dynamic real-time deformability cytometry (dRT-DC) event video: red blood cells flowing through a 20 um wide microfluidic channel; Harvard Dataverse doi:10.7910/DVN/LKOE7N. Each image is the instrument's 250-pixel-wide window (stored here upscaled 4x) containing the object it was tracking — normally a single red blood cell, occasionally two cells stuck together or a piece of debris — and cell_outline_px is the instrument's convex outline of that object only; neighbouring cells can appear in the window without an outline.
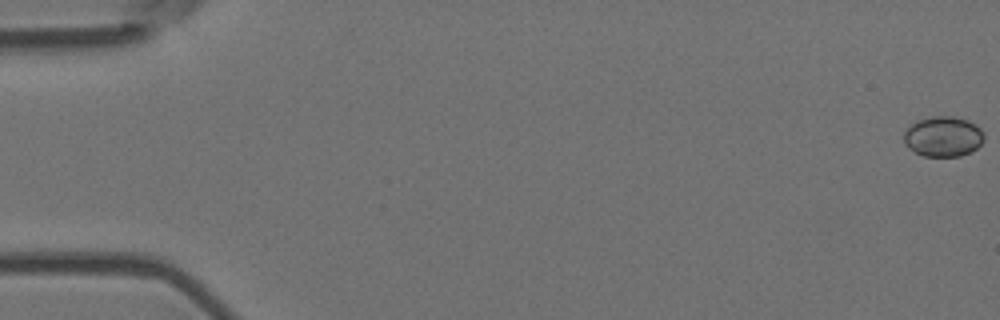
{"species": "Egyptian fruit bat (a non-hibernating species)", "species_latin": "Rousettus aegyptiacus", "temperature_condition": "room temperature", "stored_images_in_passage": 57, "camera_frame_rate_fps": 3000, "um_per_image_px": 0.085, "animal": {"sex": "female"}, "frame": {"image": 1, "passage_image": 1, "time_ms": 0.0, "image_size_px": [1000, 320], "cell_outline_px": [[984, 140], [972, 152], [960, 156], [924, 156], [908, 148], [904, 144], [904, 132], [916, 120], [932, 116], [952, 116], [968, 120], [976, 124], [984, 132]], "centroid_in_image_um": [80.18, 11.6], "position_along_channel_um": 4.8, "area_um2": 18.96}}
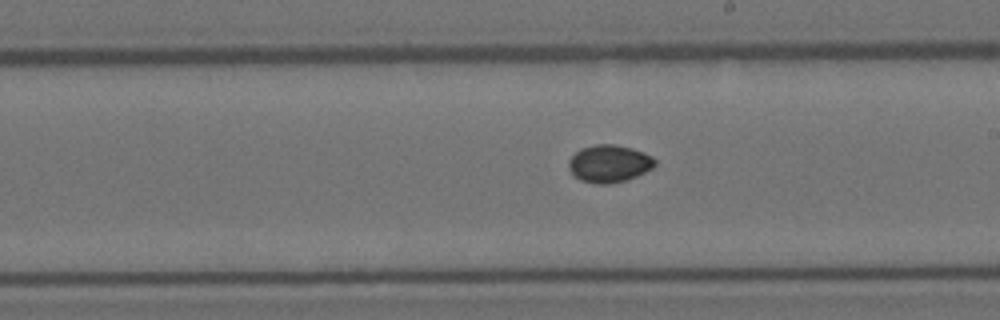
{"frame": {"image": 2, "passage_image": 33, "time_ms": 10.667, "image_size_px": [1000, 320], "cell_outline_px": [[656, 164], [652, 168], [628, 180], [608, 184], [596, 184], [580, 180], [572, 176], [568, 168], [568, 160], [580, 148], [596, 144], [616, 144], [632, 148], [644, 152], [652, 156], [656, 160]], "centroid_in_image_um": [51.76, 13.91], "position_along_channel_um": 237.2, "area_um2": 19.13}}
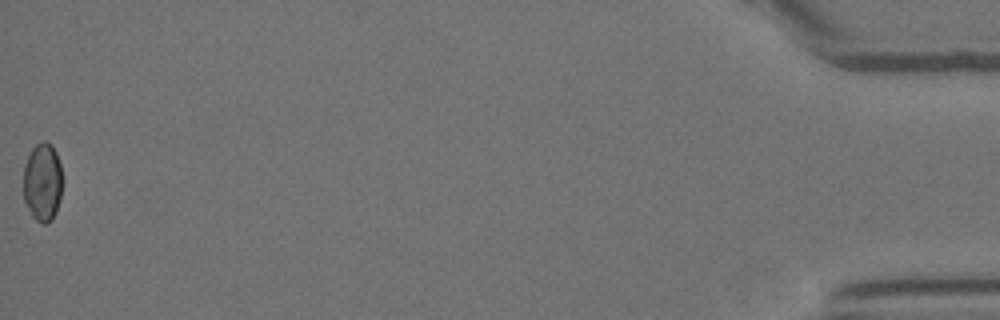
{"frame": {"image": 3, "passage_image": 57, "time_ms": 18.667, "image_size_px": [1000, 320], "cell_outline_px": [[60, 200], [56, 212], [52, 220], [44, 224], [40, 224], [32, 216], [24, 200], [24, 164], [32, 148], [36, 144], [44, 140], [52, 144], [56, 152], [60, 164]], "centroid_in_image_um": [3.6, 15.48], "position_along_channel_um": 431.6, "area_um2": 17.74}}